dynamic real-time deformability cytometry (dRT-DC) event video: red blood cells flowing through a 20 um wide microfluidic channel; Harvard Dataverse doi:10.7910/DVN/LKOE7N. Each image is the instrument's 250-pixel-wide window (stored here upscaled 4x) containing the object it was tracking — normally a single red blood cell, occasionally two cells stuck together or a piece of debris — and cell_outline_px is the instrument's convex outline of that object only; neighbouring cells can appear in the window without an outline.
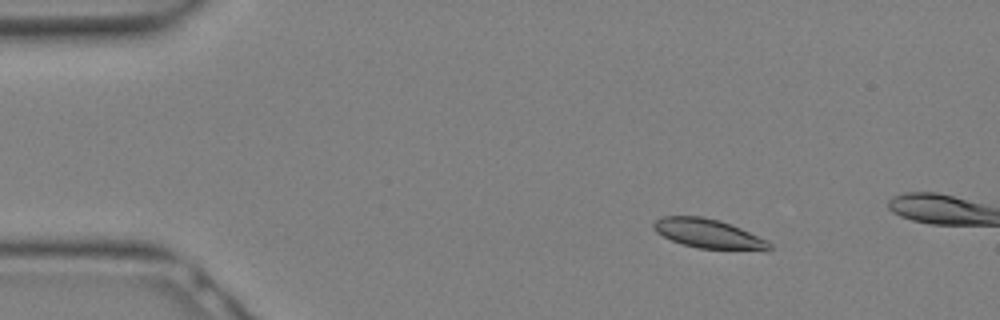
{"species": "Egyptian fruit bat (a non-hibernating species)", "species_latin": "Rousettus aegyptiacus", "temperature_condition": "warm", "stored_images_in_passage": 7, "camera_frame_rate_fps": 3000, "um_per_image_px": 0.085, "animal": {"sex": "female"}, "frame": {"image": 1, "passage_image": 4, "time_ms": 1.0, "image_size_px": [1000, 320], "cell_outline_px": [[772, 248], [768, 252], [700, 248], [684, 244], [672, 240], [656, 232], [652, 228], [652, 224], [660, 216], [704, 216], [720, 220], [740, 228], [768, 240], [772, 244]], "centroid_in_image_um": [60.29, 19.88], "position_along_channel_um": 24.7, "area_um2": 20.11}}